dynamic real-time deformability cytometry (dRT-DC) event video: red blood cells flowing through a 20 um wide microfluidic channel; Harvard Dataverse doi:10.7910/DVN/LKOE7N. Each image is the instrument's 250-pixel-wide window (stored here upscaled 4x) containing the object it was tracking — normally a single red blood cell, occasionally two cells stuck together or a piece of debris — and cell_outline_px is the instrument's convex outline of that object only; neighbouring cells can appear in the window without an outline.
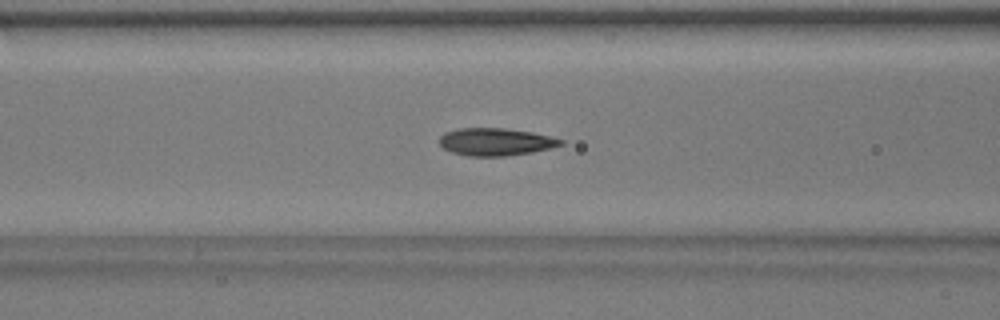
{"species": "common noctule bat (a hibernating species)", "species_latin": "Nyctalus noctula", "temperature_condition": "warm", "stored_images_in_passage": 53, "segment_of_instrument_passage": [1, 2], "camera_frame_rate_fps": 3000, "um_per_image_px": 0.085, "animal": {"sex": "male", "body_mass_g": 17.9}, "frame": {"image": 1, "passage_image": 21, "time_ms": 6.667, "image_size_px": [1000, 320], "cell_outline_px": [[564, 144], [532, 152], [508, 156], [468, 156], [452, 152], [444, 148], [440, 144], [440, 136], [444, 132], [456, 128], [504, 128], [532, 132], [564, 140]], "centroid_in_image_um": [42.1, 12.05], "position_along_channel_um": 124.5, "area_um2": 19.42}}
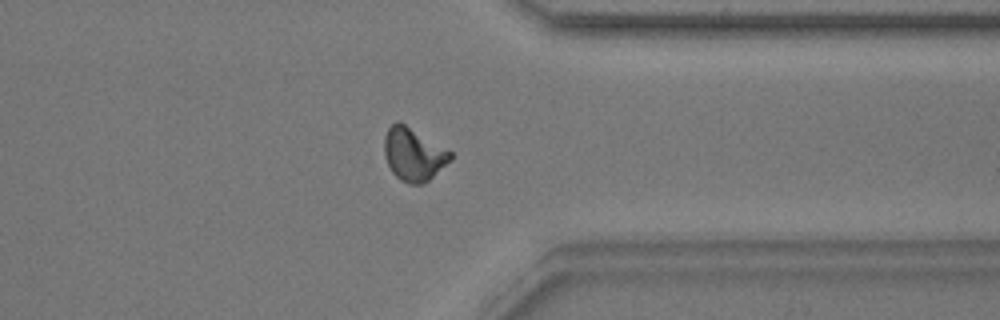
{"frame": {"image": 2, "passage_image": 41, "time_ms": 13.333, "image_size_px": [1000, 320], "cell_outline_px": [[452, 160], [428, 180], [420, 184], [408, 184], [400, 180], [392, 172], [384, 156], [384, 136], [388, 128], [396, 120], [400, 120], [452, 152]], "centroid_in_image_um": [35.13, 13.09], "position_along_channel_um": 376.3, "area_um2": 20.58}}
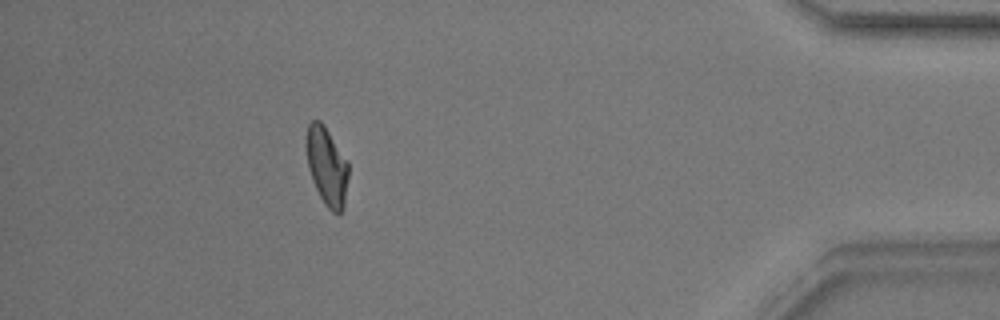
{"frame": {"image": 3, "passage_image": 47, "time_ms": 15.333, "image_size_px": [1000, 320], "cell_outline_px": [[348, 176], [344, 208], [340, 212], [332, 212], [324, 204], [312, 180], [308, 168], [304, 144], [304, 140], [308, 124], [312, 120], [320, 120], [324, 124], [348, 160]], "centroid_in_image_um": [27.76, 14.08], "position_along_channel_um": 407.4, "area_um2": 19.65}}